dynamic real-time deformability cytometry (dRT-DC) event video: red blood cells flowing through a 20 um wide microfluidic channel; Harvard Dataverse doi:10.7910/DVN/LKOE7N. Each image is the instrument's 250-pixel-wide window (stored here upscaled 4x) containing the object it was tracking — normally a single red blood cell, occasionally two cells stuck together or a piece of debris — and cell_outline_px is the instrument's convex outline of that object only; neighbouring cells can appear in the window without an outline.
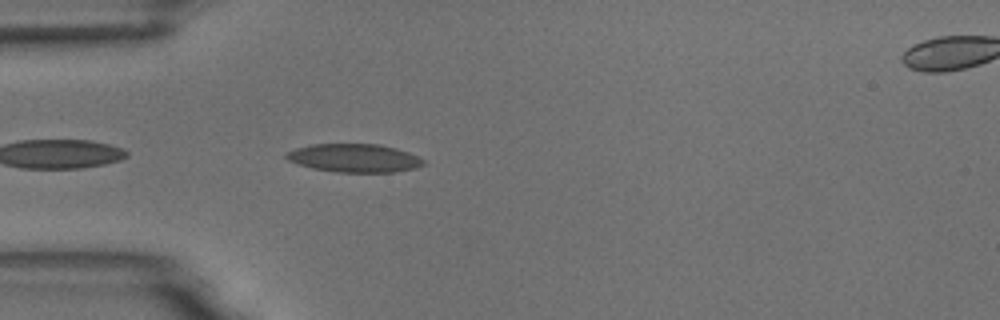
{"species": "common noctule bat (a hibernating species)", "species_latin": "Nyctalus noctula", "temperature_condition": "room temperature", "stored_images_in_passage": 5, "camera_frame_rate_fps": 3000, "um_per_image_px": 0.085, "animal": {"sex": "male", "body_mass_g": 18.8}, "frame": {"image": 1, "passage_image": 4, "time_ms": 3.667, "image_size_px": [1000, 320], "cell_outline_px": [[424, 164], [416, 168], [392, 172], [336, 172], [312, 168], [288, 160], [284, 156], [288, 152], [296, 148], [312, 144], [380, 144], [396, 148], [408, 152], [424, 160]], "centroid_in_image_um": [30.12, 13.43], "position_along_channel_um": 54.9, "area_um2": 22.48}}